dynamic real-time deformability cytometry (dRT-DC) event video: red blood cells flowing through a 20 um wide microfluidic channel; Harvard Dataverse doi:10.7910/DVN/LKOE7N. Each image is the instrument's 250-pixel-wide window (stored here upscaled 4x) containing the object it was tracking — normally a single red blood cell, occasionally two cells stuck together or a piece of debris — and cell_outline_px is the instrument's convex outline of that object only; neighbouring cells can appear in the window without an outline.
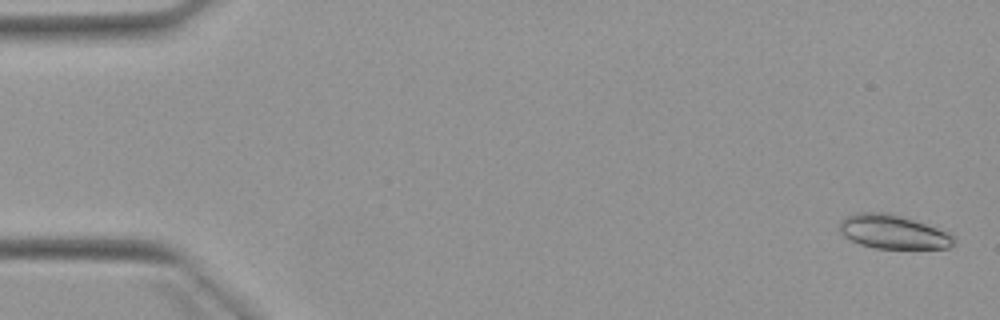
{"species": "Egyptian fruit bat (a non-hibernating species)", "species_latin": "Rousettus aegyptiacus", "temperature_condition": "warm", "stored_images_in_passage": 4, "camera_frame_rate_fps": 3000, "um_per_image_px": 0.085, "animal": {"sex": "female"}, "frame": {"image": 1, "passage_image": 1, "time_ms": 0.0, "image_size_px": [1000, 320], "cell_outline_px": [[956, 244], [948, 248], [876, 248], [860, 244], [844, 236], [840, 232], [840, 220], [856, 212], [888, 212], [936, 228], [956, 236]], "centroid_in_image_um": [75.91, 19.71], "position_along_channel_um": 9.1, "area_um2": 22.37}}
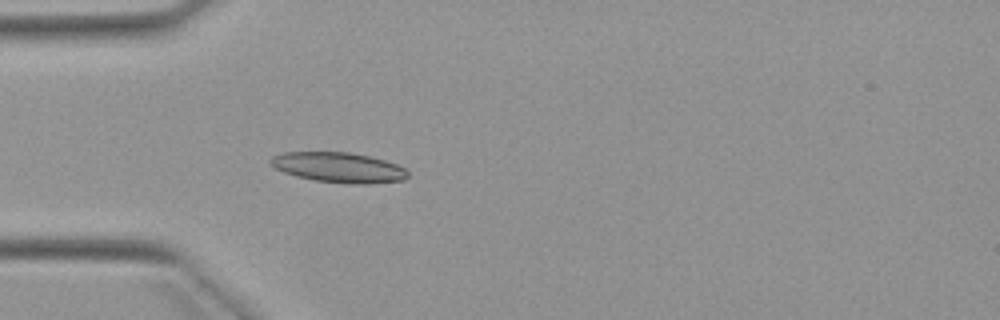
{"frame": {"image": 2, "passage_image": 4, "time_ms": 4.667, "image_size_px": [1000, 320], "cell_outline_px": [[408, 176], [404, 180], [368, 184], [348, 184], [316, 180], [296, 176], [284, 172], [268, 164], [268, 160], [272, 156], [284, 152], [348, 152], [368, 156], [384, 160], [396, 164], [404, 168], [408, 172]], "centroid_in_image_um": [28.76, 14.23], "position_along_channel_um": 56.2, "area_um2": 24.1}}